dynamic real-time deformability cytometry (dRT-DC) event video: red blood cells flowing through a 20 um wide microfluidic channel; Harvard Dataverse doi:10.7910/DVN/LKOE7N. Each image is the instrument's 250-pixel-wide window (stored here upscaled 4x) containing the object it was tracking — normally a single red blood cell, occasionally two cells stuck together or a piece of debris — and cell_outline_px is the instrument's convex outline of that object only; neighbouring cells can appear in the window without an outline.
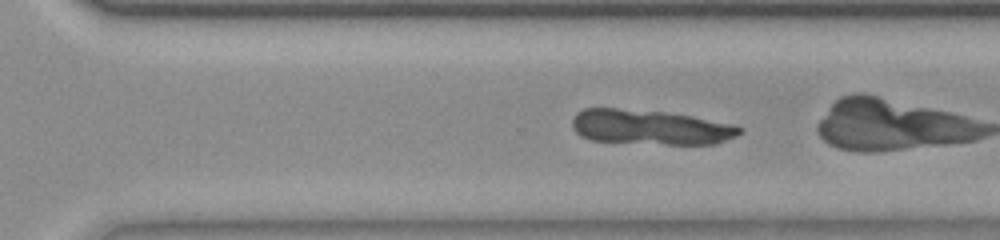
{"species": "common noctule bat (a hibernating species)", "species_latin": "Nyctalus noctula", "temperature_condition": "room temperature", "stored_images_in_passage": 38, "camera_frame_rate_fps": 3000, "um_per_image_px": 0.085, "animal": {"sex": "female", "body_mass_g": 23.0, "forearm_length_mm": 53.4}, "frame": {"image": 1, "passage_image": 31, "time_ms": 10.0, "image_size_px": [1000, 240], "cell_outline_px": [[744, 128], [736, 136], [716, 144], [668, 144], [592, 140], [580, 136], [572, 128], [572, 120], [576, 112], [584, 108], [616, 108], [664, 112], [692, 116], [728, 124]], "centroid_in_image_um": [55.22, 10.81], "position_along_channel_um": 315.4, "area_um2": 33.7}}